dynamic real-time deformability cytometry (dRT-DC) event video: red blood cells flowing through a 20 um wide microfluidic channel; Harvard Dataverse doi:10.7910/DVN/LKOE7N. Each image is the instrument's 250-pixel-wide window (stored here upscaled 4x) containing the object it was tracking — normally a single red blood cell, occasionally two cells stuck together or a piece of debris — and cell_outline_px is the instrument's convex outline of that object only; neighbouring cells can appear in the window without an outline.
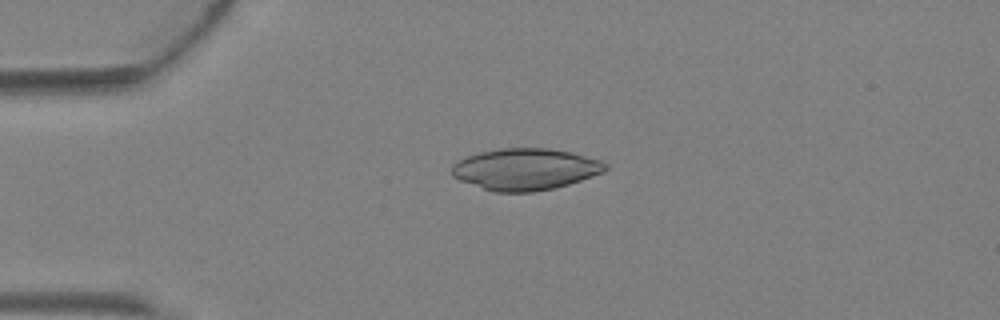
{"species": "Egyptian fruit bat (a non-hibernating species)", "species_latin": "Rousettus aegyptiacus", "temperature_condition": "warm", "stored_images_in_passage": 2, "camera_frame_rate_fps": 3000, "um_per_image_px": 0.085, "animal": {"sex": "female"}, "frame": {"image": 1, "passage_image": 1, "time_ms": 0.0, "image_size_px": [1000, 320], "cell_outline_px": [[608, 168], [604, 172], [556, 188], [532, 192], [492, 192], [460, 180], [452, 176], [452, 164], [468, 156], [480, 152], [500, 148], [548, 148], [572, 152], [600, 160], [608, 164]], "centroid_in_image_um": [44.67, 14.38], "position_along_channel_um": 40.3, "area_um2": 37.28}}